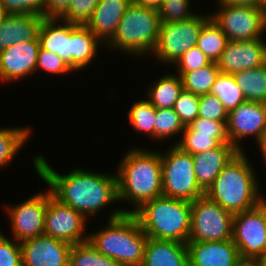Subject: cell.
Returning a JSON list of instances; mask_svg holds the SVG:
<instances>
[{"mask_svg": "<svg viewBox=\"0 0 266 266\" xmlns=\"http://www.w3.org/2000/svg\"><path fill=\"white\" fill-rule=\"evenodd\" d=\"M33 159L35 170L49 185L52 196L60 203L77 210L85 218L118 201L116 175L93 173L78 168L67 175H60L42 155Z\"/></svg>", "mask_w": 266, "mask_h": 266, "instance_id": "obj_1", "label": "cell"}, {"mask_svg": "<svg viewBox=\"0 0 266 266\" xmlns=\"http://www.w3.org/2000/svg\"><path fill=\"white\" fill-rule=\"evenodd\" d=\"M118 200H127L135 207L134 213L144 203L162 196L160 152L132 149L118 166Z\"/></svg>", "mask_w": 266, "mask_h": 266, "instance_id": "obj_2", "label": "cell"}, {"mask_svg": "<svg viewBox=\"0 0 266 266\" xmlns=\"http://www.w3.org/2000/svg\"><path fill=\"white\" fill-rule=\"evenodd\" d=\"M108 221L106 228L88 235V242L122 266H142L148 237L135 215L118 209Z\"/></svg>", "mask_w": 266, "mask_h": 266, "instance_id": "obj_3", "label": "cell"}, {"mask_svg": "<svg viewBox=\"0 0 266 266\" xmlns=\"http://www.w3.org/2000/svg\"><path fill=\"white\" fill-rule=\"evenodd\" d=\"M245 155L238 152L205 192L208 198L233 215L252 209L264 200L258 192L253 167Z\"/></svg>", "mask_w": 266, "mask_h": 266, "instance_id": "obj_4", "label": "cell"}, {"mask_svg": "<svg viewBox=\"0 0 266 266\" xmlns=\"http://www.w3.org/2000/svg\"><path fill=\"white\" fill-rule=\"evenodd\" d=\"M148 238L187 243L191 225V202L160 196L134 213Z\"/></svg>", "mask_w": 266, "mask_h": 266, "instance_id": "obj_5", "label": "cell"}, {"mask_svg": "<svg viewBox=\"0 0 266 266\" xmlns=\"http://www.w3.org/2000/svg\"><path fill=\"white\" fill-rule=\"evenodd\" d=\"M160 24L158 10L132 2L107 43L116 50L144 56L156 48Z\"/></svg>", "mask_w": 266, "mask_h": 266, "instance_id": "obj_6", "label": "cell"}, {"mask_svg": "<svg viewBox=\"0 0 266 266\" xmlns=\"http://www.w3.org/2000/svg\"><path fill=\"white\" fill-rule=\"evenodd\" d=\"M166 154L160 153L162 172V195L193 202L205 195L195 177L191 154L172 146Z\"/></svg>", "mask_w": 266, "mask_h": 266, "instance_id": "obj_7", "label": "cell"}, {"mask_svg": "<svg viewBox=\"0 0 266 266\" xmlns=\"http://www.w3.org/2000/svg\"><path fill=\"white\" fill-rule=\"evenodd\" d=\"M233 214L203 195L191 202L188 242L232 240Z\"/></svg>", "mask_w": 266, "mask_h": 266, "instance_id": "obj_8", "label": "cell"}, {"mask_svg": "<svg viewBox=\"0 0 266 266\" xmlns=\"http://www.w3.org/2000/svg\"><path fill=\"white\" fill-rule=\"evenodd\" d=\"M210 18L196 14L184 21L161 23L158 42L152 53L161 62L175 64L183 53L197 45L200 31Z\"/></svg>", "mask_w": 266, "mask_h": 266, "instance_id": "obj_9", "label": "cell"}, {"mask_svg": "<svg viewBox=\"0 0 266 266\" xmlns=\"http://www.w3.org/2000/svg\"><path fill=\"white\" fill-rule=\"evenodd\" d=\"M232 241L242 259H256L266 253V199L233 215Z\"/></svg>", "mask_w": 266, "mask_h": 266, "instance_id": "obj_10", "label": "cell"}, {"mask_svg": "<svg viewBox=\"0 0 266 266\" xmlns=\"http://www.w3.org/2000/svg\"><path fill=\"white\" fill-rule=\"evenodd\" d=\"M211 18L229 41H250L262 37L266 30V7L220 4Z\"/></svg>", "mask_w": 266, "mask_h": 266, "instance_id": "obj_11", "label": "cell"}, {"mask_svg": "<svg viewBox=\"0 0 266 266\" xmlns=\"http://www.w3.org/2000/svg\"><path fill=\"white\" fill-rule=\"evenodd\" d=\"M85 223L86 218L77 210L60 203L53 196L48 199L44 234L71 245L84 243L89 239V236H82Z\"/></svg>", "mask_w": 266, "mask_h": 266, "instance_id": "obj_12", "label": "cell"}, {"mask_svg": "<svg viewBox=\"0 0 266 266\" xmlns=\"http://www.w3.org/2000/svg\"><path fill=\"white\" fill-rule=\"evenodd\" d=\"M52 196L50 190L38 193L18 205L9 206L8 213L11 223L13 238L17 242L34 238L44 234L45 212L47 201Z\"/></svg>", "mask_w": 266, "mask_h": 266, "instance_id": "obj_13", "label": "cell"}, {"mask_svg": "<svg viewBox=\"0 0 266 266\" xmlns=\"http://www.w3.org/2000/svg\"><path fill=\"white\" fill-rule=\"evenodd\" d=\"M266 131V104L245 101L228 113L227 137L229 142L239 151L240 140L253 136L257 143Z\"/></svg>", "mask_w": 266, "mask_h": 266, "instance_id": "obj_14", "label": "cell"}, {"mask_svg": "<svg viewBox=\"0 0 266 266\" xmlns=\"http://www.w3.org/2000/svg\"><path fill=\"white\" fill-rule=\"evenodd\" d=\"M22 266H68L71 244L41 234L20 242Z\"/></svg>", "mask_w": 266, "mask_h": 266, "instance_id": "obj_15", "label": "cell"}, {"mask_svg": "<svg viewBox=\"0 0 266 266\" xmlns=\"http://www.w3.org/2000/svg\"><path fill=\"white\" fill-rule=\"evenodd\" d=\"M266 63V42L262 38L250 41H228L217 61L220 73L237 72L257 68Z\"/></svg>", "mask_w": 266, "mask_h": 266, "instance_id": "obj_16", "label": "cell"}, {"mask_svg": "<svg viewBox=\"0 0 266 266\" xmlns=\"http://www.w3.org/2000/svg\"><path fill=\"white\" fill-rule=\"evenodd\" d=\"M39 38L22 41L0 51V80H19L36 71Z\"/></svg>", "mask_w": 266, "mask_h": 266, "instance_id": "obj_17", "label": "cell"}, {"mask_svg": "<svg viewBox=\"0 0 266 266\" xmlns=\"http://www.w3.org/2000/svg\"><path fill=\"white\" fill-rule=\"evenodd\" d=\"M189 266H234L240 259L232 240L187 242Z\"/></svg>", "mask_w": 266, "mask_h": 266, "instance_id": "obj_18", "label": "cell"}, {"mask_svg": "<svg viewBox=\"0 0 266 266\" xmlns=\"http://www.w3.org/2000/svg\"><path fill=\"white\" fill-rule=\"evenodd\" d=\"M238 152L231 143H223L211 150L192 155L195 177L204 192Z\"/></svg>", "mask_w": 266, "mask_h": 266, "instance_id": "obj_19", "label": "cell"}, {"mask_svg": "<svg viewBox=\"0 0 266 266\" xmlns=\"http://www.w3.org/2000/svg\"><path fill=\"white\" fill-rule=\"evenodd\" d=\"M132 0H100L92 17L85 24L101 41L107 43L114 35ZM105 40V41H104Z\"/></svg>", "mask_w": 266, "mask_h": 266, "instance_id": "obj_20", "label": "cell"}, {"mask_svg": "<svg viewBox=\"0 0 266 266\" xmlns=\"http://www.w3.org/2000/svg\"><path fill=\"white\" fill-rule=\"evenodd\" d=\"M57 20L56 17L43 18L38 32L40 47L56 53L71 68L70 31L77 24L63 21L65 23L58 25Z\"/></svg>", "mask_w": 266, "mask_h": 266, "instance_id": "obj_21", "label": "cell"}, {"mask_svg": "<svg viewBox=\"0 0 266 266\" xmlns=\"http://www.w3.org/2000/svg\"><path fill=\"white\" fill-rule=\"evenodd\" d=\"M43 17L29 14H7L0 25V51L22 41L38 37Z\"/></svg>", "mask_w": 266, "mask_h": 266, "instance_id": "obj_22", "label": "cell"}, {"mask_svg": "<svg viewBox=\"0 0 266 266\" xmlns=\"http://www.w3.org/2000/svg\"><path fill=\"white\" fill-rule=\"evenodd\" d=\"M142 266H189L186 243L148 238Z\"/></svg>", "mask_w": 266, "mask_h": 266, "instance_id": "obj_23", "label": "cell"}, {"mask_svg": "<svg viewBox=\"0 0 266 266\" xmlns=\"http://www.w3.org/2000/svg\"><path fill=\"white\" fill-rule=\"evenodd\" d=\"M71 69L77 71L86 67L96 55L101 41L85 24H77L70 31Z\"/></svg>", "mask_w": 266, "mask_h": 266, "instance_id": "obj_24", "label": "cell"}, {"mask_svg": "<svg viewBox=\"0 0 266 266\" xmlns=\"http://www.w3.org/2000/svg\"><path fill=\"white\" fill-rule=\"evenodd\" d=\"M246 101L266 104V63L233 74Z\"/></svg>", "mask_w": 266, "mask_h": 266, "instance_id": "obj_25", "label": "cell"}, {"mask_svg": "<svg viewBox=\"0 0 266 266\" xmlns=\"http://www.w3.org/2000/svg\"><path fill=\"white\" fill-rule=\"evenodd\" d=\"M182 80L179 75H167L160 78L149 88L147 100L156 109L173 108L174 103L183 91Z\"/></svg>", "mask_w": 266, "mask_h": 266, "instance_id": "obj_26", "label": "cell"}, {"mask_svg": "<svg viewBox=\"0 0 266 266\" xmlns=\"http://www.w3.org/2000/svg\"><path fill=\"white\" fill-rule=\"evenodd\" d=\"M220 70L217 62L211 61L208 65L190 72H178L184 90L196 95L210 94L213 84Z\"/></svg>", "mask_w": 266, "mask_h": 266, "instance_id": "obj_27", "label": "cell"}, {"mask_svg": "<svg viewBox=\"0 0 266 266\" xmlns=\"http://www.w3.org/2000/svg\"><path fill=\"white\" fill-rule=\"evenodd\" d=\"M228 38L221 28L210 18L202 27L197 47L210 61L217 62L224 51Z\"/></svg>", "mask_w": 266, "mask_h": 266, "instance_id": "obj_28", "label": "cell"}, {"mask_svg": "<svg viewBox=\"0 0 266 266\" xmlns=\"http://www.w3.org/2000/svg\"><path fill=\"white\" fill-rule=\"evenodd\" d=\"M210 93L221 101L228 113L246 101L231 74L219 73Z\"/></svg>", "mask_w": 266, "mask_h": 266, "instance_id": "obj_29", "label": "cell"}, {"mask_svg": "<svg viewBox=\"0 0 266 266\" xmlns=\"http://www.w3.org/2000/svg\"><path fill=\"white\" fill-rule=\"evenodd\" d=\"M68 266H122L110 257L101 254L88 241L71 246Z\"/></svg>", "mask_w": 266, "mask_h": 266, "instance_id": "obj_30", "label": "cell"}, {"mask_svg": "<svg viewBox=\"0 0 266 266\" xmlns=\"http://www.w3.org/2000/svg\"><path fill=\"white\" fill-rule=\"evenodd\" d=\"M31 132L28 127L0 128V167L9 165L18 150L28 140Z\"/></svg>", "mask_w": 266, "mask_h": 266, "instance_id": "obj_31", "label": "cell"}, {"mask_svg": "<svg viewBox=\"0 0 266 266\" xmlns=\"http://www.w3.org/2000/svg\"><path fill=\"white\" fill-rule=\"evenodd\" d=\"M130 124L155 139L156 108L147 100L135 102L128 111Z\"/></svg>", "mask_w": 266, "mask_h": 266, "instance_id": "obj_32", "label": "cell"}, {"mask_svg": "<svg viewBox=\"0 0 266 266\" xmlns=\"http://www.w3.org/2000/svg\"><path fill=\"white\" fill-rule=\"evenodd\" d=\"M183 135L176 146L185 153L194 155L216 148L220 143L213 138V134L196 133L189 125L185 126Z\"/></svg>", "mask_w": 266, "mask_h": 266, "instance_id": "obj_33", "label": "cell"}, {"mask_svg": "<svg viewBox=\"0 0 266 266\" xmlns=\"http://www.w3.org/2000/svg\"><path fill=\"white\" fill-rule=\"evenodd\" d=\"M184 129V124L173 108L156 109L155 138L165 140L183 132Z\"/></svg>", "mask_w": 266, "mask_h": 266, "instance_id": "obj_34", "label": "cell"}, {"mask_svg": "<svg viewBox=\"0 0 266 266\" xmlns=\"http://www.w3.org/2000/svg\"><path fill=\"white\" fill-rule=\"evenodd\" d=\"M189 3V0H163L158 9L160 23H174L195 16L196 14L188 10L190 7Z\"/></svg>", "mask_w": 266, "mask_h": 266, "instance_id": "obj_35", "label": "cell"}, {"mask_svg": "<svg viewBox=\"0 0 266 266\" xmlns=\"http://www.w3.org/2000/svg\"><path fill=\"white\" fill-rule=\"evenodd\" d=\"M200 96L183 89L174 103L173 110L179 116L184 126L190 125L197 117Z\"/></svg>", "mask_w": 266, "mask_h": 266, "instance_id": "obj_36", "label": "cell"}, {"mask_svg": "<svg viewBox=\"0 0 266 266\" xmlns=\"http://www.w3.org/2000/svg\"><path fill=\"white\" fill-rule=\"evenodd\" d=\"M100 0H71L67 10L58 18L76 24H86Z\"/></svg>", "mask_w": 266, "mask_h": 266, "instance_id": "obj_37", "label": "cell"}, {"mask_svg": "<svg viewBox=\"0 0 266 266\" xmlns=\"http://www.w3.org/2000/svg\"><path fill=\"white\" fill-rule=\"evenodd\" d=\"M198 117L227 122L228 112L221 101L210 93L200 95Z\"/></svg>", "mask_w": 266, "mask_h": 266, "instance_id": "obj_38", "label": "cell"}, {"mask_svg": "<svg viewBox=\"0 0 266 266\" xmlns=\"http://www.w3.org/2000/svg\"><path fill=\"white\" fill-rule=\"evenodd\" d=\"M8 14L45 17V0H0Z\"/></svg>", "mask_w": 266, "mask_h": 266, "instance_id": "obj_39", "label": "cell"}, {"mask_svg": "<svg viewBox=\"0 0 266 266\" xmlns=\"http://www.w3.org/2000/svg\"><path fill=\"white\" fill-rule=\"evenodd\" d=\"M189 126L196 133L213 134V138L220 144L230 143L227 137V122L197 117Z\"/></svg>", "mask_w": 266, "mask_h": 266, "instance_id": "obj_40", "label": "cell"}, {"mask_svg": "<svg viewBox=\"0 0 266 266\" xmlns=\"http://www.w3.org/2000/svg\"><path fill=\"white\" fill-rule=\"evenodd\" d=\"M43 69L48 73L54 74H67L73 71L56 53L39 48L36 70Z\"/></svg>", "mask_w": 266, "mask_h": 266, "instance_id": "obj_41", "label": "cell"}, {"mask_svg": "<svg viewBox=\"0 0 266 266\" xmlns=\"http://www.w3.org/2000/svg\"><path fill=\"white\" fill-rule=\"evenodd\" d=\"M0 266H22L20 242H12L0 233Z\"/></svg>", "mask_w": 266, "mask_h": 266, "instance_id": "obj_42", "label": "cell"}, {"mask_svg": "<svg viewBox=\"0 0 266 266\" xmlns=\"http://www.w3.org/2000/svg\"><path fill=\"white\" fill-rule=\"evenodd\" d=\"M210 62L197 46H193L183 53L175 64L178 66V72H190L208 65Z\"/></svg>", "mask_w": 266, "mask_h": 266, "instance_id": "obj_43", "label": "cell"}, {"mask_svg": "<svg viewBox=\"0 0 266 266\" xmlns=\"http://www.w3.org/2000/svg\"><path fill=\"white\" fill-rule=\"evenodd\" d=\"M71 0H45V17L59 18L68 8Z\"/></svg>", "mask_w": 266, "mask_h": 266, "instance_id": "obj_44", "label": "cell"}, {"mask_svg": "<svg viewBox=\"0 0 266 266\" xmlns=\"http://www.w3.org/2000/svg\"><path fill=\"white\" fill-rule=\"evenodd\" d=\"M218 3L230 6L266 7L265 0H218Z\"/></svg>", "mask_w": 266, "mask_h": 266, "instance_id": "obj_45", "label": "cell"}, {"mask_svg": "<svg viewBox=\"0 0 266 266\" xmlns=\"http://www.w3.org/2000/svg\"><path fill=\"white\" fill-rule=\"evenodd\" d=\"M163 0H132L133 3L158 10Z\"/></svg>", "mask_w": 266, "mask_h": 266, "instance_id": "obj_46", "label": "cell"}, {"mask_svg": "<svg viewBox=\"0 0 266 266\" xmlns=\"http://www.w3.org/2000/svg\"><path fill=\"white\" fill-rule=\"evenodd\" d=\"M258 146L260 148V151L262 152V156L264 159V162L266 163V131L264 132L262 138L258 142Z\"/></svg>", "mask_w": 266, "mask_h": 266, "instance_id": "obj_47", "label": "cell"}, {"mask_svg": "<svg viewBox=\"0 0 266 266\" xmlns=\"http://www.w3.org/2000/svg\"><path fill=\"white\" fill-rule=\"evenodd\" d=\"M234 266H257L255 259L240 258Z\"/></svg>", "mask_w": 266, "mask_h": 266, "instance_id": "obj_48", "label": "cell"}, {"mask_svg": "<svg viewBox=\"0 0 266 266\" xmlns=\"http://www.w3.org/2000/svg\"><path fill=\"white\" fill-rule=\"evenodd\" d=\"M257 266H266V253L255 259Z\"/></svg>", "mask_w": 266, "mask_h": 266, "instance_id": "obj_49", "label": "cell"}, {"mask_svg": "<svg viewBox=\"0 0 266 266\" xmlns=\"http://www.w3.org/2000/svg\"><path fill=\"white\" fill-rule=\"evenodd\" d=\"M7 12L4 9V6L2 5L1 1H0V25L2 24V22L4 21L5 17L7 16Z\"/></svg>", "mask_w": 266, "mask_h": 266, "instance_id": "obj_50", "label": "cell"}]
</instances>
